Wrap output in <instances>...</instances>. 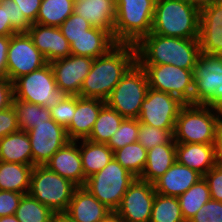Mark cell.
Returning a JSON list of instances; mask_svg holds the SVG:
<instances>
[{
  "label": "cell",
  "mask_w": 222,
  "mask_h": 222,
  "mask_svg": "<svg viewBox=\"0 0 222 222\" xmlns=\"http://www.w3.org/2000/svg\"><path fill=\"white\" fill-rule=\"evenodd\" d=\"M136 62V46L118 43L107 54L93 60L78 96L106 101L117 83Z\"/></svg>",
  "instance_id": "cell-1"
},
{
  "label": "cell",
  "mask_w": 222,
  "mask_h": 222,
  "mask_svg": "<svg viewBox=\"0 0 222 222\" xmlns=\"http://www.w3.org/2000/svg\"><path fill=\"white\" fill-rule=\"evenodd\" d=\"M135 46L139 64H169L183 69H195L201 54L199 39L161 36L152 32Z\"/></svg>",
  "instance_id": "cell-2"
},
{
  "label": "cell",
  "mask_w": 222,
  "mask_h": 222,
  "mask_svg": "<svg viewBox=\"0 0 222 222\" xmlns=\"http://www.w3.org/2000/svg\"><path fill=\"white\" fill-rule=\"evenodd\" d=\"M201 7L189 0H156L151 32L198 39Z\"/></svg>",
  "instance_id": "cell-3"
},
{
  "label": "cell",
  "mask_w": 222,
  "mask_h": 222,
  "mask_svg": "<svg viewBox=\"0 0 222 222\" xmlns=\"http://www.w3.org/2000/svg\"><path fill=\"white\" fill-rule=\"evenodd\" d=\"M220 123L219 109L203 104H185L176 119L173 139L176 143L215 144Z\"/></svg>",
  "instance_id": "cell-4"
},
{
  "label": "cell",
  "mask_w": 222,
  "mask_h": 222,
  "mask_svg": "<svg viewBox=\"0 0 222 222\" xmlns=\"http://www.w3.org/2000/svg\"><path fill=\"white\" fill-rule=\"evenodd\" d=\"M156 0H122L116 6L114 39L136 45L151 32Z\"/></svg>",
  "instance_id": "cell-5"
},
{
  "label": "cell",
  "mask_w": 222,
  "mask_h": 222,
  "mask_svg": "<svg viewBox=\"0 0 222 222\" xmlns=\"http://www.w3.org/2000/svg\"><path fill=\"white\" fill-rule=\"evenodd\" d=\"M77 187L45 165H35L28 193L54 213H65Z\"/></svg>",
  "instance_id": "cell-6"
},
{
  "label": "cell",
  "mask_w": 222,
  "mask_h": 222,
  "mask_svg": "<svg viewBox=\"0 0 222 222\" xmlns=\"http://www.w3.org/2000/svg\"><path fill=\"white\" fill-rule=\"evenodd\" d=\"M135 179L113 158L101 171L87 178L83 187L114 213Z\"/></svg>",
  "instance_id": "cell-7"
},
{
  "label": "cell",
  "mask_w": 222,
  "mask_h": 222,
  "mask_svg": "<svg viewBox=\"0 0 222 222\" xmlns=\"http://www.w3.org/2000/svg\"><path fill=\"white\" fill-rule=\"evenodd\" d=\"M148 88L146 73L136 62L117 83L105 102L123 118L138 119Z\"/></svg>",
  "instance_id": "cell-8"
},
{
  "label": "cell",
  "mask_w": 222,
  "mask_h": 222,
  "mask_svg": "<svg viewBox=\"0 0 222 222\" xmlns=\"http://www.w3.org/2000/svg\"><path fill=\"white\" fill-rule=\"evenodd\" d=\"M14 98L51 108L67 94L56 84L50 63L13 82Z\"/></svg>",
  "instance_id": "cell-9"
},
{
  "label": "cell",
  "mask_w": 222,
  "mask_h": 222,
  "mask_svg": "<svg viewBox=\"0 0 222 222\" xmlns=\"http://www.w3.org/2000/svg\"><path fill=\"white\" fill-rule=\"evenodd\" d=\"M193 104L222 107V56L199 55L194 69Z\"/></svg>",
  "instance_id": "cell-10"
},
{
  "label": "cell",
  "mask_w": 222,
  "mask_h": 222,
  "mask_svg": "<svg viewBox=\"0 0 222 222\" xmlns=\"http://www.w3.org/2000/svg\"><path fill=\"white\" fill-rule=\"evenodd\" d=\"M150 88L169 93L185 104H193L194 69H183L169 64H140Z\"/></svg>",
  "instance_id": "cell-11"
},
{
  "label": "cell",
  "mask_w": 222,
  "mask_h": 222,
  "mask_svg": "<svg viewBox=\"0 0 222 222\" xmlns=\"http://www.w3.org/2000/svg\"><path fill=\"white\" fill-rule=\"evenodd\" d=\"M185 105L179 98L148 88L138 121L161 129H175L176 119Z\"/></svg>",
  "instance_id": "cell-12"
},
{
  "label": "cell",
  "mask_w": 222,
  "mask_h": 222,
  "mask_svg": "<svg viewBox=\"0 0 222 222\" xmlns=\"http://www.w3.org/2000/svg\"><path fill=\"white\" fill-rule=\"evenodd\" d=\"M48 62L34 46L28 33L10 36L7 52V78L13 83L17 78L38 70Z\"/></svg>",
  "instance_id": "cell-13"
},
{
  "label": "cell",
  "mask_w": 222,
  "mask_h": 222,
  "mask_svg": "<svg viewBox=\"0 0 222 222\" xmlns=\"http://www.w3.org/2000/svg\"><path fill=\"white\" fill-rule=\"evenodd\" d=\"M155 195L152 183L136 178L113 214L122 222H149Z\"/></svg>",
  "instance_id": "cell-14"
},
{
  "label": "cell",
  "mask_w": 222,
  "mask_h": 222,
  "mask_svg": "<svg viewBox=\"0 0 222 222\" xmlns=\"http://www.w3.org/2000/svg\"><path fill=\"white\" fill-rule=\"evenodd\" d=\"M32 152V165L45 163L68 141L66 129L52 118L27 131Z\"/></svg>",
  "instance_id": "cell-15"
},
{
  "label": "cell",
  "mask_w": 222,
  "mask_h": 222,
  "mask_svg": "<svg viewBox=\"0 0 222 222\" xmlns=\"http://www.w3.org/2000/svg\"><path fill=\"white\" fill-rule=\"evenodd\" d=\"M93 60L90 57L71 54L50 62L57 86L67 95L78 96Z\"/></svg>",
  "instance_id": "cell-16"
},
{
  "label": "cell",
  "mask_w": 222,
  "mask_h": 222,
  "mask_svg": "<svg viewBox=\"0 0 222 222\" xmlns=\"http://www.w3.org/2000/svg\"><path fill=\"white\" fill-rule=\"evenodd\" d=\"M198 39L201 53L222 56V0L201 6Z\"/></svg>",
  "instance_id": "cell-17"
},
{
  "label": "cell",
  "mask_w": 222,
  "mask_h": 222,
  "mask_svg": "<svg viewBox=\"0 0 222 222\" xmlns=\"http://www.w3.org/2000/svg\"><path fill=\"white\" fill-rule=\"evenodd\" d=\"M27 33L48 63L71 55L70 43L59 27L33 23Z\"/></svg>",
  "instance_id": "cell-18"
},
{
  "label": "cell",
  "mask_w": 222,
  "mask_h": 222,
  "mask_svg": "<svg viewBox=\"0 0 222 222\" xmlns=\"http://www.w3.org/2000/svg\"><path fill=\"white\" fill-rule=\"evenodd\" d=\"M78 144L77 141H68L53 154L45 163V166L61 177L72 181L79 187L84 186L86 178L82 168Z\"/></svg>",
  "instance_id": "cell-19"
},
{
  "label": "cell",
  "mask_w": 222,
  "mask_h": 222,
  "mask_svg": "<svg viewBox=\"0 0 222 222\" xmlns=\"http://www.w3.org/2000/svg\"><path fill=\"white\" fill-rule=\"evenodd\" d=\"M65 213L74 222H104L113 215L109 208L83 186L75 189Z\"/></svg>",
  "instance_id": "cell-20"
},
{
  "label": "cell",
  "mask_w": 222,
  "mask_h": 222,
  "mask_svg": "<svg viewBox=\"0 0 222 222\" xmlns=\"http://www.w3.org/2000/svg\"><path fill=\"white\" fill-rule=\"evenodd\" d=\"M105 104L106 102L100 99L82 98L76 95L74 117L66 128L68 139L73 141L87 139Z\"/></svg>",
  "instance_id": "cell-21"
},
{
  "label": "cell",
  "mask_w": 222,
  "mask_h": 222,
  "mask_svg": "<svg viewBox=\"0 0 222 222\" xmlns=\"http://www.w3.org/2000/svg\"><path fill=\"white\" fill-rule=\"evenodd\" d=\"M202 177L196 170L176 161L153 186L160 195L179 197Z\"/></svg>",
  "instance_id": "cell-22"
},
{
  "label": "cell",
  "mask_w": 222,
  "mask_h": 222,
  "mask_svg": "<svg viewBox=\"0 0 222 222\" xmlns=\"http://www.w3.org/2000/svg\"><path fill=\"white\" fill-rule=\"evenodd\" d=\"M74 13L93 27L102 28L114 37L116 5L113 0H74Z\"/></svg>",
  "instance_id": "cell-23"
},
{
  "label": "cell",
  "mask_w": 222,
  "mask_h": 222,
  "mask_svg": "<svg viewBox=\"0 0 222 222\" xmlns=\"http://www.w3.org/2000/svg\"><path fill=\"white\" fill-rule=\"evenodd\" d=\"M117 44L110 32L92 26L86 30V34L73 39L70 47L73 55L95 59L107 54Z\"/></svg>",
  "instance_id": "cell-24"
},
{
  "label": "cell",
  "mask_w": 222,
  "mask_h": 222,
  "mask_svg": "<svg viewBox=\"0 0 222 222\" xmlns=\"http://www.w3.org/2000/svg\"><path fill=\"white\" fill-rule=\"evenodd\" d=\"M176 161L204 176L216 165L215 145L176 143Z\"/></svg>",
  "instance_id": "cell-25"
},
{
  "label": "cell",
  "mask_w": 222,
  "mask_h": 222,
  "mask_svg": "<svg viewBox=\"0 0 222 222\" xmlns=\"http://www.w3.org/2000/svg\"><path fill=\"white\" fill-rule=\"evenodd\" d=\"M176 162V142L154 146L147 151V162L140 180L154 183Z\"/></svg>",
  "instance_id": "cell-26"
},
{
  "label": "cell",
  "mask_w": 222,
  "mask_h": 222,
  "mask_svg": "<svg viewBox=\"0 0 222 222\" xmlns=\"http://www.w3.org/2000/svg\"><path fill=\"white\" fill-rule=\"evenodd\" d=\"M0 161L32 165L31 144L24 130L0 139Z\"/></svg>",
  "instance_id": "cell-27"
},
{
  "label": "cell",
  "mask_w": 222,
  "mask_h": 222,
  "mask_svg": "<svg viewBox=\"0 0 222 222\" xmlns=\"http://www.w3.org/2000/svg\"><path fill=\"white\" fill-rule=\"evenodd\" d=\"M79 146L82 168L85 178L101 171L112 159L113 150L103 143L82 139Z\"/></svg>",
  "instance_id": "cell-28"
},
{
  "label": "cell",
  "mask_w": 222,
  "mask_h": 222,
  "mask_svg": "<svg viewBox=\"0 0 222 222\" xmlns=\"http://www.w3.org/2000/svg\"><path fill=\"white\" fill-rule=\"evenodd\" d=\"M33 165L0 161V190L27 194Z\"/></svg>",
  "instance_id": "cell-29"
},
{
  "label": "cell",
  "mask_w": 222,
  "mask_h": 222,
  "mask_svg": "<svg viewBox=\"0 0 222 222\" xmlns=\"http://www.w3.org/2000/svg\"><path fill=\"white\" fill-rule=\"evenodd\" d=\"M177 198L183 219L185 222H189L197 211L211 199L207 181L204 177L200 178L185 193Z\"/></svg>",
  "instance_id": "cell-30"
},
{
  "label": "cell",
  "mask_w": 222,
  "mask_h": 222,
  "mask_svg": "<svg viewBox=\"0 0 222 222\" xmlns=\"http://www.w3.org/2000/svg\"><path fill=\"white\" fill-rule=\"evenodd\" d=\"M74 12V0H42L36 23L59 27Z\"/></svg>",
  "instance_id": "cell-31"
},
{
  "label": "cell",
  "mask_w": 222,
  "mask_h": 222,
  "mask_svg": "<svg viewBox=\"0 0 222 222\" xmlns=\"http://www.w3.org/2000/svg\"><path fill=\"white\" fill-rule=\"evenodd\" d=\"M123 119L117 111L105 104L101 108L92 132L87 139L96 143L107 144L113 133L118 130Z\"/></svg>",
  "instance_id": "cell-32"
},
{
  "label": "cell",
  "mask_w": 222,
  "mask_h": 222,
  "mask_svg": "<svg viewBox=\"0 0 222 222\" xmlns=\"http://www.w3.org/2000/svg\"><path fill=\"white\" fill-rule=\"evenodd\" d=\"M113 158L133 176L140 178L147 162V150L135 142L113 151Z\"/></svg>",
  "instance_id": "cell-33"
},
{
  "label": "cell",
  "mask_w": 222,
  "mask_h": 222,
  "mask_svg": "<svg viewBox=\"0 0 222 222\" xmlns=\"http://www.w3.org/2000/svg\"><path fill=\"white\" fill-rule=\"evenodd\" d=\"M12 106L16 111L20 130L28 131L36 124L51 119L50 108L13 98Z\"/></svg>",
  "instance_id": "cell-34"
},
{
  "label": "cell",
  "mask_w": 222,
  "mask_h": 222,
  "mask_svg": "<svg viewBox=\"0 0 222 222\" xmlns=\"http://www.w3.org/2000/svg\"><path fill=\"white\" fill-rule=\"evenodd\" d=\"M55 213L29 193L23 194L15 216L20 222H51Z\"/></svg>",
  "instance_id": "cell-35"
},
{
  "label": "cell",
  "mask_w": 222,
  "mask_h": 222,
  "mask_svg": "<svg viewBox=\"0 0 222 222\" xmlns=\"http://www.w3.org/2000/svg\"><path fill=\"white\" fill-rule=\"evenodd\" d=\"M149 222H185L178 198L156 193Z\"/></svg>",
  "instance_id": "cell-36"
},
{
  "label": "cell",
  "mask_w": 222,
  "mask_h": 222,
  "mask_svg": "<svg viewBox=\"0 0 222 222\" xmlns=\"http://www.w3.org/2000/svg\"><path fill=\"white\" fill-rule=\"evenodd\" d=\"M174 129H161L139 122L137 142L148 151L154 146L167 144L173 138Z\"/></svg>",
  "instance_id": "cell-37"
},
{
  "label": "cell",
  "mask_w": 222,
  "mask_h": 222,
  "mask_svg": "<svg viewBox=\"0 0 222 222\" xmlns=\"http://www.w3.org/2000/svg\"><path fill=\"white\" fill-rule=\"evenodd\" d=\"M139 130L138 119L124 118L118 130L113 133L112 138L108 141L107 145L116 151L121 149L127 144L137 142V135Z\"/></svg>",
  "instance_id": "cell-38"
},
{
  "label": "cell",
  "mask_w": 222,
  "mask_h": 222,
  "mask_svg": "<svg viewBox=\"0 0 222 222\" xmlns=\"http://www.w3.org/2000/svg\"><path fill=\"white\" fill-rule=\"evenodd\" d=\"M76 95H67L61 102L50 108L51 118L65 129L74 117Z\"/></svg>",
  "instance_id": "cell-39"
},
{
  "label": "cell",
  "mask_w": 222,
  "mask_h": 222,
  "mask_svg": "<svg viewBox=\"0 0 222 222\" xmlns=\"http://www.w3.org/2000/svg\"><path fill=\"white\" fill-rule=\"evenodd\" d=\"M91 27L92 25L86 19L74 12L59 26L62 34L70 44L73 39L86 34V30Z\"/></svg>",
  "instance_id": "cell-40"
},
{
  "label": "cell",
  "mask_w": 222,
  "mask_h": 222,
  "mask_svg": "<svg viewBox=\"0 0 222 222\" xmlns=\"http://www.w3.org/2000/svg\"><path fill=\"white\" fill-rule=\"evenodd\" d=\"M189 222H222V202L210 199Z\"/></svg>",
  "instance_id": "cell-41"
},
{
  "label": "cell",
  "mask_w": 222,
  "mask_h": 222,
  "mask_svg": "<svg viewBox=\"0 0 222 222\" xmlns=\"http://www.w3.org/2000/svg\"><path fill=\"white\" fill-rule=\"evenodd\" d=\"M7 20H10L12 29L16 33H27L31 24L25 19L23 12L13 0H6Z\"/></svg>",
  "instance_id": "cell-42"
},
{
  "label": "cell",
  "mask_w": 222,
  "mask_h": 222,
  "mask_svg": "<svg viewBox=\"0 0 222 222\" xmlns=\"http://www.w3.org/2000/svg\"><path fill=\"white\" fill-rule=\"evenodd\" d=\"M211 199L222 202V167L215 165L204 176Z\"/></svg>",
  "instance_id": "cell-43"
},
{
  "label": "cell",
  "mask_w": 222,
  "mask_h": 222,
  "mask_svg": "<svg viewBox=\"0 0 222 222\" xmlns=\"http://www.w3.org/2000/svg\"><path fill=\"white\" fill-rule=\"evenodd\" d=\"M18 118L14 107L0 111V139L11 133L19 131Z\"/></svg>",
  "instance_id": "cell-44"
},
{
  "label": "cell",
  "mask_w": 222,
  "mask_h": 222,
  "mask_svg": "<svg viewBox=\"0 0 222 222\" xmlns=\"http://www.w3.org/2000/svg\"><path fill=\"white\" fill-rule=\"evenodd\" d=\"M22 196V193L0 190V217L15 214Z\"/></svg>",
  "instance_id": "cell-45"
},
{
  "label": "cell",
  "mask_w": 222,
  "mask_h": 222,
  "mask_svg": "<svg viewBox=\"0 0 222 222\" xmlns=\"http://www.w3.org/2000/svg\"><path fill=\"white\" fill-rule=\"evenodd\" d=\"M16 2L20 11L23 12L25 19L30 23H36L38 11L42 0H13Z\"/></svg>",
  "instance_id": "cell-46"
},
{
  "label": "cell",
  "mask_w": 222,
  "mask_h": 222,
  "mask_svg": "<svg viewBox=\"0 0 222 222\" xmlns=\"http://www.w3.org/2000/svg\"><path fill=\"white\" fill-rule=\"evenodd\" d=\"M13 83L8 78H0V111L12 105Z\"/></svg>",
  "instance_id": "cell-47"
},
{
  "label": "cell",
  "mask_w": 222,
  "mask_h": 222,
  "mask_svg": "<svg viewBox=\"0 0 222 222\" xmlns=\"http://www.w3.org/2000/svg\"><path fill=\"white\" fill-rule=\"evenodd\" d=\"M10 36H0V78H7V52Z\"/></svg>",
  "instance_id": "cell-48"
},
{
  "label": "cell",
  "mask_w": 222,
  "mask_h": 222,
  "mask_svg": "<svg viewBox=\"0 0 222 222\" xmlns=\"http://www.w3.org/2000/svg\"><path fill=\"white\" fill-rule=\"evenodd\" d=\"M16 34L12 29L10 20H7L6 0L0 2V36H11Z\"/></svg>",
  "instance_id": "cell-49"
},
{
  "label": "cell",
  "mask_w": 222,
  "mask_h": 222,
  "mask_svg": "<svg viewBox=\"0 0 222 222\" xmlns=\"http://www.w3.org/2000/svg\"><path fill=\"white\" fill-rule=\"evenodd\" d=\"M214 145L216 165L222 167V122L217 127Z\"/></svg>",
  "instance_id": "cell-50"
},
{
  "label": "cell",
  "mask_w": 222,
  "mask_h": 222,
  "mask_svg": "<svg viewBox=\"0 0 222 222\" xmlns=\"http://www.w3.org/2000/svg\"><path fill=\"white\" fill-rule=\"evenodd\" d=\"M51 222H74L66 213H55Z\"/></svg>",
  "instance_id": "cell-51"
},
{
  "label": "cell",
  "mask_w": 222,
  "mask_h": 222,
  "mask_svg": "<svg viewBox=\"0 0 222 222\" xmlns=\"http://www.w3.org/2000/svg\"><path fill=\"white\" fill-rule=\"evenodd\" d=\"M0 222H20V221H18L15 214H13V215L0 217Z\"/></svg>",
  "instance_id": "cell-52"
},
{
  "label": "cell",
  "mask_w": 222,
  "mask_h": 222,
  "mask_svg": "<svg viewBox=\"0 0 222 222\" xmlns=\"http://www.w3.org/2000/svg\"><path fill=\"white\" fill-rule=\"evenodd\" d=\"M191 1L192 3H195L197 4L198 6H203V5H206L208 3H212V2H215L217 0H189Z\"/></svg>",
  "instance_id": "cell-53"
},
{
  "label": "cell",
  "mask_w": 222,
  "mask_h": 222,
  "mask_svg": "<svg viewBox=\"0 0 222 222\" xmlns=\"http://www.w3.org/2000/svg\"><path fill=\"white\" fill-rule=\"evenodd\" d=\"M104 222H122V221L113 214Z\"/></svg>",
  "instance_id": "cell-54"
},
{
  "label": "cell",
  "mask_w": 222,
  "mask_h": 222,
  "mask_svg": "<svg viewBox=\"0 0 222 222\" xmlns=\"http://www.w3.org/2000/svg\"><path fill=\"white\" fill-rule=\"evenodd\" d=\"M115 5L117 6L122 0H113Z\"/></svg>",
  "instance_id": "cell-55"
},
{
  "label": "cell",
  "mask_w": 222,
  "mask_h": 222,
  "mask_svg": "<svg viewBox=\"0 0 222 222\" xmlns=\"http://www.w3.org/2000/svg\"><path fill=\"white\" fill-rule=\"evenodd\" d=\"M219 110H220V117L222 118V107ZM221 122H222V119H221Z\"/></svg>",
  "instance_id": "cell-56"
}]
</instances>
